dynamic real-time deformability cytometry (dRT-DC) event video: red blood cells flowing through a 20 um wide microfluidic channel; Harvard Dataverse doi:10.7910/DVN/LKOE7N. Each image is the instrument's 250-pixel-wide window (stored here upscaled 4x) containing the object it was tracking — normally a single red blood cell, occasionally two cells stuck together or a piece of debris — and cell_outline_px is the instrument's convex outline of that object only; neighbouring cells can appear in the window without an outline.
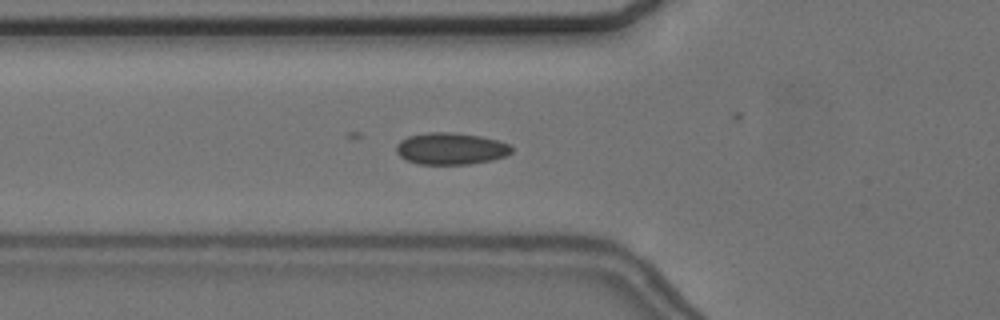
{"species": "common noctule bat (a hibernating species)", "species_latin": "Nyctalus noctula", "temperature_condition": "cold", "stored_images_in_passage": 58, "camera_frame_rate_fps": 3000, "um_per_image_px": 0.085, "animal": {"sex": "female", "body_mass_g": 24.6, "forearm_length_mm": 56.2}, "frame": {"image": 1, "passage_image": 21, "time_ms": 6.667, "image_size_px": [1000, 320], "cell_outline_px": [[512, 152], [504, 156], [492, 160], [468, 164], [416, 164], [400, 156], [396, 152], [396, 144], [400, 140], [408, 136], [428, 132], [452, 132], [480, 136], [496, 140], [508, 144], [512, 148]], "centroid_in_image_um": [38.28, 12.63], "position_along_channel_um": 87.5, "area_um2": 21.33}}
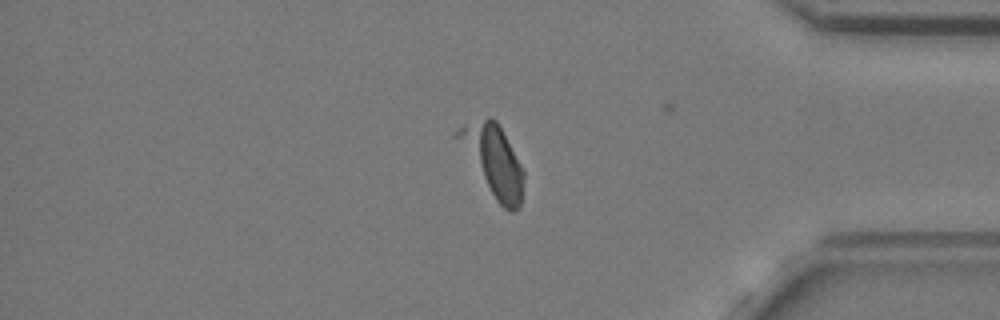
{"frame": {"image": 2, "passage_image": 48, "time_ms": 15.667, "image_size_px": [1000, 320], "cell_outline_px": [[524, 176], [520, 208], [512, 212], [508, 212], [496, 200], [452, 136], [452, 132], [464, 124], [488, 116], [492, 116], [496, 120], [520, 164], [524, 172]], "centroid_in_image_um": [41.88, 13.61], "position_along_channel_um": 393.3, "area_um2": 26.93}}
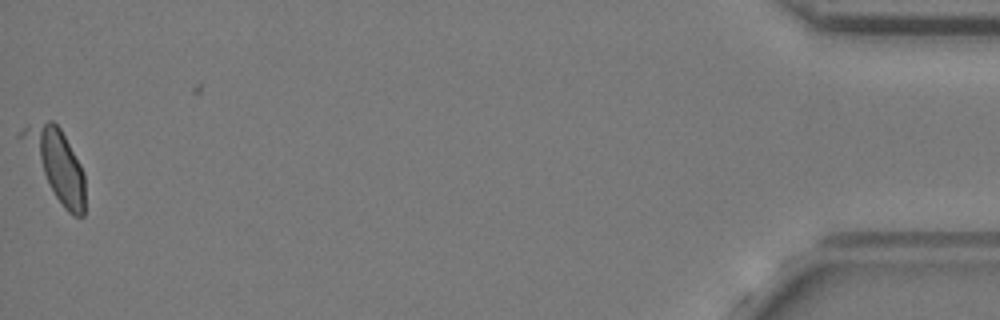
{"frame": {"image": 3, "passage_image": 57, "time_ms": 18.667, "image_size_px": [1000, 320], "cell_outline_px": [[84, 216], [72, 216], [64, 208], [16, 136], [28, 124], [48, 120], [52, 120], [60, 128], [80, 164], [84, 172]], "centroid_in_image_um": [4.75, 13.89], "position_along_channel_um": 430.4, "area_um2": 25.14}, "authors_computed_cell_mechanics": {"area_um2": 20.5768, "velocity_mm_per_s": 3.6522, "shape_relaxation_time_tau1_ms": null, "shape_relaxation_time_tau2_ms": 0.8179, "deformation_change_tau1": null, "deformation_change_tau2": 0.063}}